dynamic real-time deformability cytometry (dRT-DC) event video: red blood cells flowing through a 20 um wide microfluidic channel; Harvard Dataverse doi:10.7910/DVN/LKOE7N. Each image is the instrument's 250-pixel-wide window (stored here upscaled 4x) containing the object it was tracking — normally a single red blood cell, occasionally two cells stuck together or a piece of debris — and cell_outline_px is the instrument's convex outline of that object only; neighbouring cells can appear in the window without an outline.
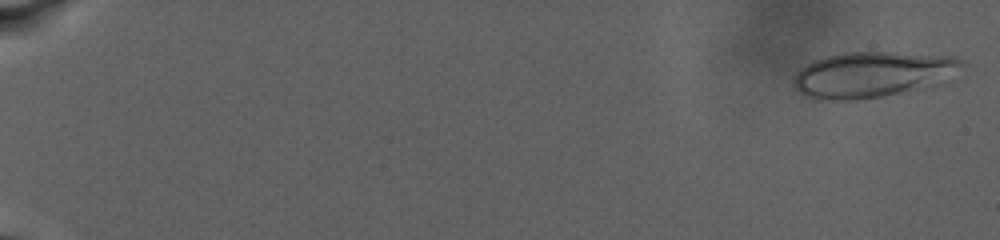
{"species": "human", "species_latin": "Homo sapiens", "temperature_condition": "warm", "stored_images_in_passage": 11, "camera_frame_rate_fps": 3000, "um_per_image_px": 0.085, "donor": {"sex": "male"}, "frame": {"image": 1, "passage_image": 1, "time_ms": 0.0, "image_size_px": [1000, 240], "cell_outline_px": [[968, 64], [912, 88], [900, 92], [884, 96], [856, 100], [816, 100], [800, 92], [796, 88], [796, 76], [808, 64], [816, 60], [828, 56], [844, 52], [896, 52], [956, 56], [964, 60]], "centroid_in_image_um": [74.05, 6.3], "position_along_channel_um": 10.9, "area_um2": 42.83}}